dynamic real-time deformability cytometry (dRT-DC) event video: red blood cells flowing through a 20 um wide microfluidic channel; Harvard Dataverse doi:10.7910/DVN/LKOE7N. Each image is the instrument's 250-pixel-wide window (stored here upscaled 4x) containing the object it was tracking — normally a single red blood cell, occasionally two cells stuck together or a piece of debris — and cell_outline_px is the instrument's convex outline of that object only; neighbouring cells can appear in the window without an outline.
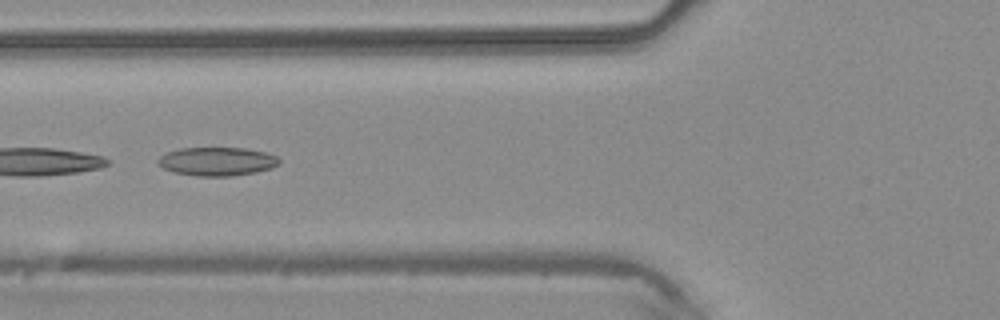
{"species": "common noctule bat (a hibernating species)", "species_latin": "Nyctalus noctula", "temperature_condition": "warm", "stored_images_in_passage": 5, "camera_frame_rate_fps": 3000, "um_per_image_px": 0.085, "animal": {"sex": "male", "body_mass_g": 20.4}, "frame": {"image": 1, "passage_image": 5, "time_ms": 1.333, "image_size_px": [1000, 320], "cell_outline_px": [[280, 164], [272, 168], [256, 172], [232, 176], [196, 176], [176, 172], [164, 168], [156, 160], [160, 156], [168, 152], [180, 148], [244, 148], [264, 152], [276, 156], [280, 160]], "centroid_in_image_um": [18.48, 13.72], "position_along_channel_um": 107.3, "area_um2": 20.06}}